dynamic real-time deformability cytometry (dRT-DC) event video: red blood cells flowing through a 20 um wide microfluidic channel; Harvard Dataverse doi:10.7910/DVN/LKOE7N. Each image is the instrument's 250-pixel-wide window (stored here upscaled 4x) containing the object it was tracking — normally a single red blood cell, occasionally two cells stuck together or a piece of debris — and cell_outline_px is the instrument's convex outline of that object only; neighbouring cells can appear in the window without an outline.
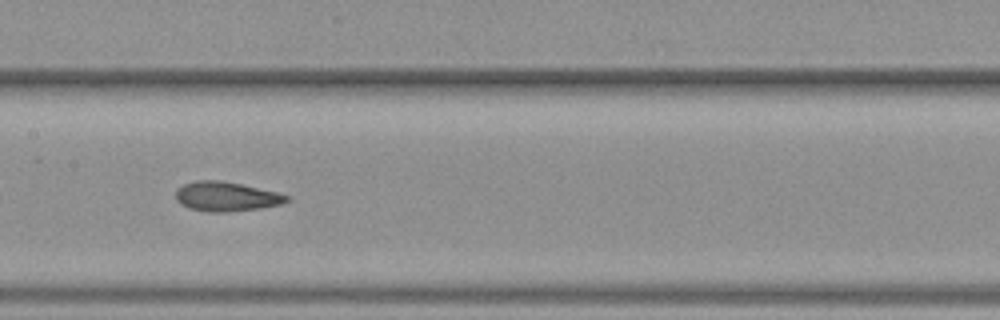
{"species": "common noctule bat (a hibernating species)", "species_latin": "Nyctalus noctula", "temperature_condition": "warm", "stored_images_in_passage": 39, "camera_frame_rate_fps": 3000, "um_per_image_px": 0.085, "animal": {"sex": "female", "body_mass_g": 19.3, "forearm_length_mm": 54.1}, "frame": {"image": 1, "passage_image": 12, "time_ms": 3.667, "image_size_px": [1000, 320], "cell_outline_px": [[292, 200], [280, 204], [260, 208], [228, 212], [212, 212], [188, 208], [180, 204], [176, 200], [176, 188], [184, 184], [196, 180], [220, 180], [240, 184], [276, 192], [292, 196]], "centroid_in_image_um": [19.23, 16.7], "position_along_channel_um": 188.2, "area_um2": 19.13}, "authors_computed_cell_mechanics": {"area_um2": 19.363, "velocity_mm_per_s": 3.9779, "shape_relaxation_time_tau1_ms": null, "shape_relaxation_time_tau2_ms": 2.498, "deformation_change_tau1": null, "deformation_change_tau2": 0.0906}}